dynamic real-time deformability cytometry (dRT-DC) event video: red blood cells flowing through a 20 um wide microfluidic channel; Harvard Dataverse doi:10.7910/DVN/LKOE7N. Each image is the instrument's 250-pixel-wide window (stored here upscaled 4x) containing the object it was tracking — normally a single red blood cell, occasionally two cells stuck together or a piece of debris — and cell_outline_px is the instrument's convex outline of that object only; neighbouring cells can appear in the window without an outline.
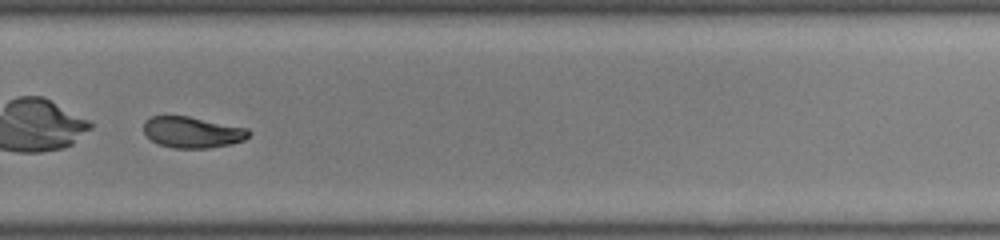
{"species": "common noctule bat (a hibernating species)", "species_latin": "Nyctalus noctula", "temperature_condition": "room temperature", "stored_images_in_passage": 52, "camera_frame_rate_fps": 3000, "um_per_image_px": 0.085, "animal": {"sex": "male", "body_mass_g": 19.0, "forearm_length_mm": 50.8}, "frame": {"image": 1, "passage_image": 37, "time_ms": 12.0, "image_size_px": [1000, 240], "cell_outline_px": [[252, 132], [244, 140], [232, 144], [208, 148], [172, 148], [156, 144], [144, 132], [144, 120], [152, 116], [188, 116], [248, 128]], "centroid_in_image_um": [16.36, 11.24], "position_along_channel_um": 313.4, "area_um2": 19.19}}